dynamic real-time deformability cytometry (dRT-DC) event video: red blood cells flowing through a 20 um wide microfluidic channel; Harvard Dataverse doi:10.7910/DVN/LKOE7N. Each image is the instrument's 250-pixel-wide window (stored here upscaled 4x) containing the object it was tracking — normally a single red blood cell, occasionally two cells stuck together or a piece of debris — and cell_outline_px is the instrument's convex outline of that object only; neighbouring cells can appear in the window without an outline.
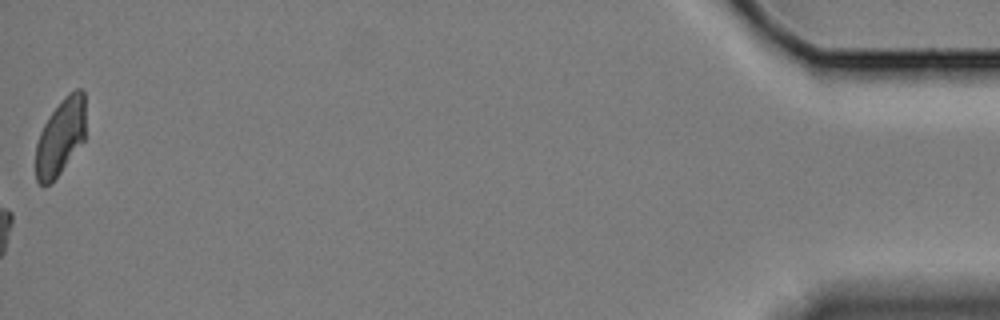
{"species": "Egyptian fruit bat (a non-hibernating species)", "species_latin": "Rousettus aegyptiacus", "temperature_condition": "cold", "stored_images_in_passage": 15, "camera_frame_rate_fps": 3000, "um_per_image_px": 0.085, "animal": {"sex": "female"}, "frame": {"image": 1, "passage_image": 15, "time_ms": 18.333, "image_size_px": [1000, 320], "cell_outline_px": [[84, 140], [60, 172], [44, 188], [36, 180], [36, 144], [40, 132], [44, 124], [52, 112], [64, 96], [68, 92], [76, 88], [80, 88], [84, 92]], "centroid_in_image_um": [5.13, 11.62], "position_along_channel_um": 430.1, "area_um2": 21.91}}